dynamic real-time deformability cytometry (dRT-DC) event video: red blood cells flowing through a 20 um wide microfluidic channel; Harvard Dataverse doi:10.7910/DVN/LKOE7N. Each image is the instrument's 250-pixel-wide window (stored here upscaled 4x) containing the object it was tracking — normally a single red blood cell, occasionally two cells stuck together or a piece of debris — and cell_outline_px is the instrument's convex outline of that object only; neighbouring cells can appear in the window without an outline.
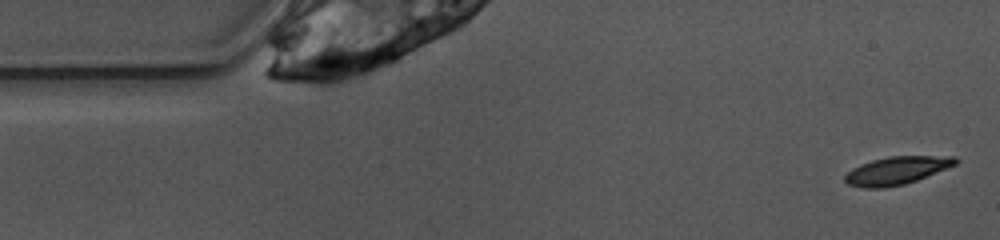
{"species": "common noctule bat (a hibernating species)", "species_latin": "Nyctalus noctula", "temperature_condition": "warm", "stored_images_in_passage": 8, "camera_frame_rate_fps": 3000, "um_per_image_px": 0.085, "animal": {"sex": "female", "body_mass_g": 10.0, "forearm_length_mm": 53.1}, "frame": {"image": 1, "passage_image": 1, "time_ms": 0.0, "image_size_px": [1000, 240], "cell_outline_px": [[960, 160], [956, 164], [916, 180], [904, 184], [884, 188], [864, 188], [848, 184], [844, 180], [844, 176], [852, 168], [860, 164], [872, 160], [888, 156], [956, 156]], "centroid_in_image_um": [76.2, 14.49], "position_along_channel_um": 8.8, "area_um2": 17.92}}